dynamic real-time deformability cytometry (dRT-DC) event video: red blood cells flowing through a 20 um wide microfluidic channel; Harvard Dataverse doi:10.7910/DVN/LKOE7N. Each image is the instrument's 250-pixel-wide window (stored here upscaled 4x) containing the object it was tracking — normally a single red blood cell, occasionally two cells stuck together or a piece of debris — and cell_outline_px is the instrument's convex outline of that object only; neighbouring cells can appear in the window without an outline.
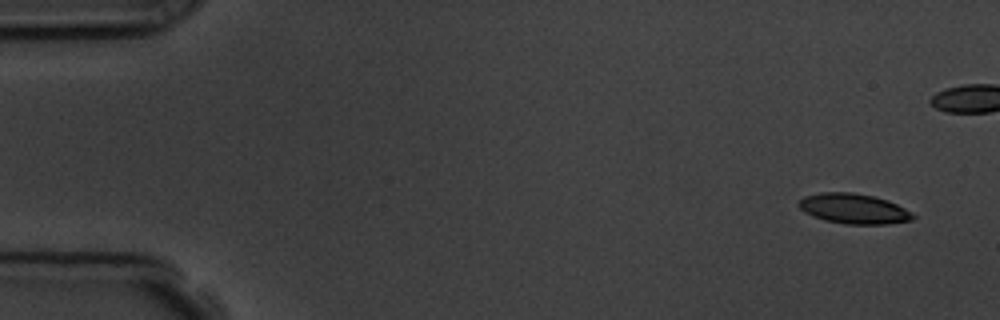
{"species": "common noctule bat (a hibernating species)", "species_latin": "Nyctalus noctula", "temperature_condition": "room temperature", "stored_images_in_passage": 7, "camera_frame_rate_fps": 3000, "um_per_image_px": 0.085, "animal": {"sex": "male", "body_mass_g": 19.5, "forearm_length_mm": 54.6}, "frame": {"image": 1, "passage_image": 1, "time_ms": 0.0, "image_size_px": [1000, 320], "cell_outline_px": [[916, 216], [912, 220], [888, 224], [844, 224], [824, 220], [812, 216], [804, 212], [800, 208], [800, 200], [804, 196], [820, 192], [852, 192], [872, 196], [888, 200], [912, 212]], "centroid_in_image_um": [72.58, 17.74], "position_along_channel_um": 12.4, "area_um2": 20.06}}
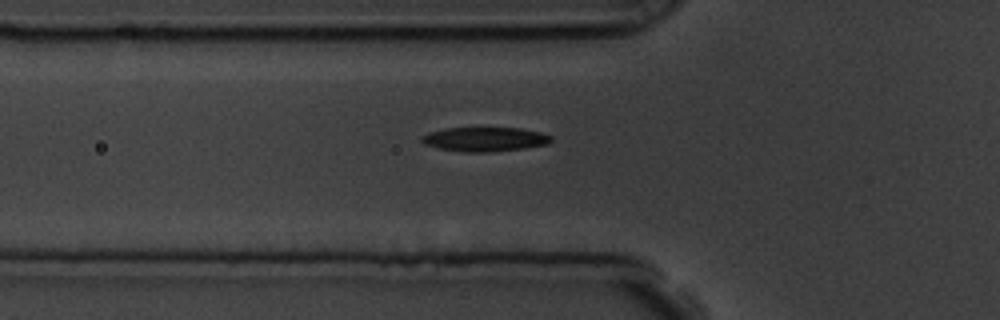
{"frame": {"image": 2, "passage_image": 7, "time_ms": 7.0, "image_size_px": [1000, 320], "cell_outline_px": [[552, 140], [548, 144], [524, 148], [492, 152], [468, 152], [440, 148], [424, 144], [420, 140], [420, 136], [428, 132], [444, 128], [520, 128], [540, 132], [552, 136]], "centroid_in_image_um": [41.2, 11.83], "position_along_channel_um": 84.6, "area_um2": 18.32}}